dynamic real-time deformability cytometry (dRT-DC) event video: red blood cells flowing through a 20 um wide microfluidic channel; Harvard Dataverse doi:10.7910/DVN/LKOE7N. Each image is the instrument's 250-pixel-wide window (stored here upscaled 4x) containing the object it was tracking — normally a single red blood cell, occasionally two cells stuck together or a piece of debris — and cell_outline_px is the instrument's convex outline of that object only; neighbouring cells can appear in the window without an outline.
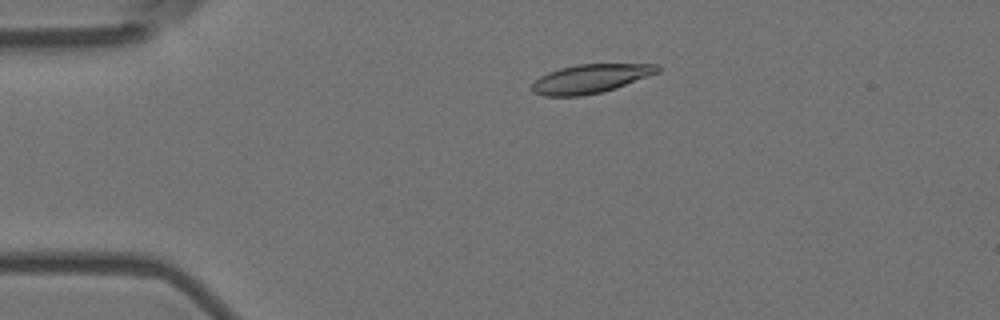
{"species": "Egyptian fruit bat (a non-hibernating species)", "species_latin": "Rousettus aegyptiacus", "temperature_condition": "room temperature", "stored_images_in_passage": 6, "camera_frame_rate_fps": 3000, "um_per_image_px": 0.085, "animal": {"sex": "female"}, "frame": {"image": 1, "passage_image": 4, "time_ms": 1.0, "image_size_px": [1000, 320], "cell_outline_px": [[660, 72], [616, 88], [600, 92], [580, 96], [544, 96], [532, 92], [532, 84], [540, 76], [548, 72], [560, 68], [580, 64], [660, 64]], "centroid_in_image_um": [50.2, 6.68], "position_along_channel_um": 34.8, "area_um2": 21.04}}
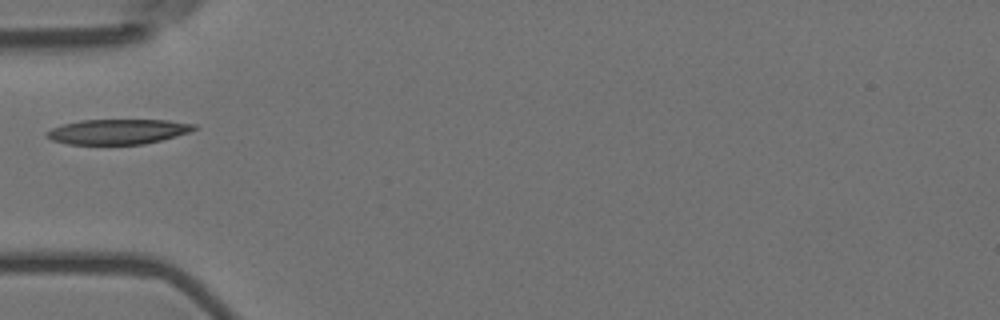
{"frame": {"image": 2, "passage_image": 6, "time_ms": 1.667, "image_size_px": [1000, 320], "cell_outline_px": [[200, 128], [176, 136], [144, 144], [68, 144], [52, 140], [44, 136], [44, 132], [52, 128], [64, 124], [80, 120], [168, 120], [196, 124]], "centroid_in_image_um": [10.01, 11.18], "position_along_channel_um": 75.0, "area_um2": 21.56}}